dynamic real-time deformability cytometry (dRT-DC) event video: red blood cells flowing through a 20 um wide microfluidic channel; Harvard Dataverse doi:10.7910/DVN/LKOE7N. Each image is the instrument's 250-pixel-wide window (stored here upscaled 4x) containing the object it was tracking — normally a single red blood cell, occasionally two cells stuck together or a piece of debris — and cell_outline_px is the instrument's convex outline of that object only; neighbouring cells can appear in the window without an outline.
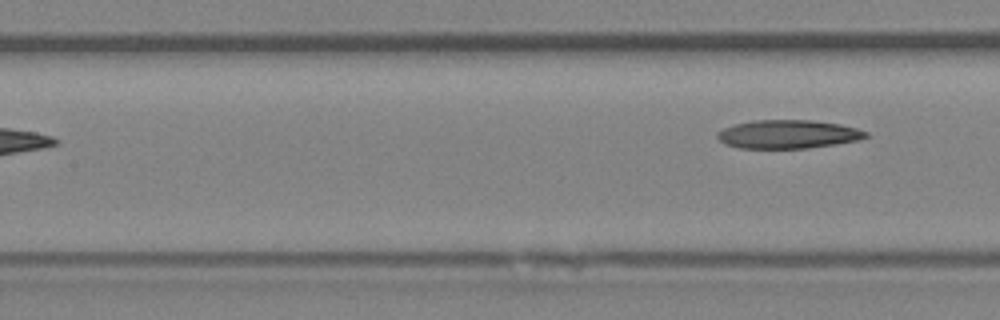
{"species": "Egyptian fruit bat (a non-hibernating species)", "species_latin": "Rousettus aegyptiacus", "temperature_condition": "room temperature", "stored_images_in_passage": 7, "segment_of_instrument_passage": [2, 2], "camera_frame_rate_fps": 3000, "um_per_image_px": 0.085, "animal": {"sex": "female"}, "frame": {"image": 1, "passage_image": 7, "time_ms": 8.0, "image_size_px": [1000, 320], "cell_outline_px": [[868, 136], [860, 140], [836, 144], [804, 148], [740, 148], [724, 144], [716, 136], [716, 132], [732, 124], [752, 120], [812, 120], [840, 124], [856, 128], [868, 132]], "centroid_in_image_um": [66.96, 11.4], "position_along_channel_um": 140.4, "area_um2": 24.8}}